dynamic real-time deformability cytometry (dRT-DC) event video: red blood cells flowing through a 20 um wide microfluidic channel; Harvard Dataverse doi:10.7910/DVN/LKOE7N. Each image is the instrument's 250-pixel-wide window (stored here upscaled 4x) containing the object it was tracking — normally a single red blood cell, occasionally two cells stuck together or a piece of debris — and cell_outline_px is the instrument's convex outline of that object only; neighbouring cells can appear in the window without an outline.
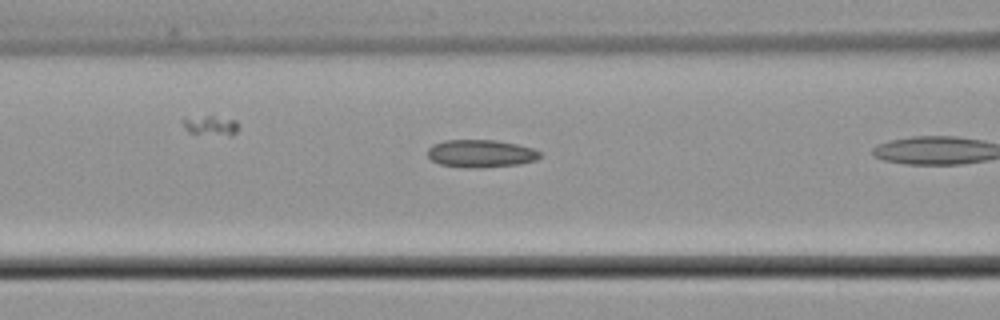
{"species": "common noctule bat (a hibernating species)", "species_latin": "Nyctalus noctula", "temperature_condition": "cold", "stored_images_in_passage": 9, "camera_frame_rate_fps": 3000, "um_per_image_px": 0.085, "animal": {"sex": "male", "body_mass_g": 21.5, "forearm_length_mm": 52.0}, "frame": {"image": 1, "passage_image": 7, "time_ms": 2.0, "image_size_px": [1000, 320], "cell_outline_px": [[540, 156], [536, 160], [520, 164], [476, 168], [440, 164], [432, 160], [428, 156], [428, 148], [432, 144], [444, 140], [496, 140], [516, 144], [532, 148], [540, 152]], "centroid_in_image_um": [40.86, 13.04], "position_along_channel_um": 125.7, "area_um2": 17.98}}